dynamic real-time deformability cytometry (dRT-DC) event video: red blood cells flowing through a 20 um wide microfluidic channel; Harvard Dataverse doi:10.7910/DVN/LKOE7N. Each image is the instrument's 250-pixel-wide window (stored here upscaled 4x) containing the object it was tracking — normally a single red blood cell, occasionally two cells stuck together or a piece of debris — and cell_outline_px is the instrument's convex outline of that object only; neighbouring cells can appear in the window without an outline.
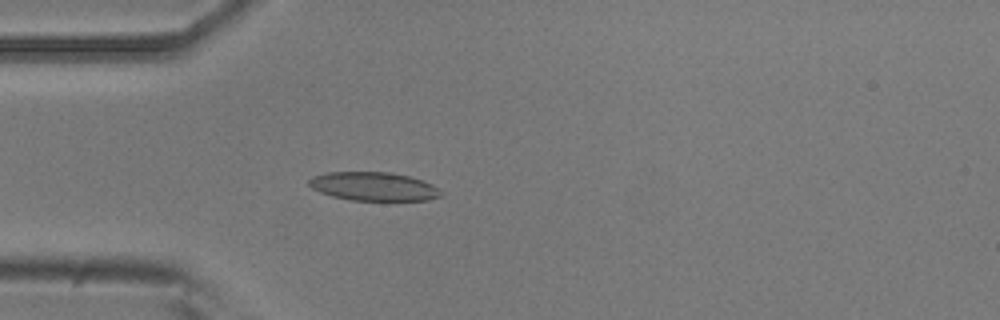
{"species": "common noctule bat (a hibernating species)", "species_latin": "Nyctalus noctula", "temperature_condition": "room temperature", "stored_images_in_passage": 2, "camera_frame_rate_fps": 3000, "um_per_image_px": 0.085, "animal": {"sex": "male", "body_mass_g": 20.5, "forearm_length_mm": 52.5}, "frame": {"image": 1, "passage_image": 2, "time_ms": 1.0, "image_size_px": [1000, 320], "cell_outline_px": [[440, 196], [428, 200], [352, 200], [332, 196], [320, 192], [312, 188], [308, 184], [308, 180], [312, 176], [328, 172], [388, 172], [408, 176], [432, 184], [440, 192]], "centroid_in_image_um": [31.7, 15.84], "position_along_channel_um": 53.3, "area_um2": 21.73}}